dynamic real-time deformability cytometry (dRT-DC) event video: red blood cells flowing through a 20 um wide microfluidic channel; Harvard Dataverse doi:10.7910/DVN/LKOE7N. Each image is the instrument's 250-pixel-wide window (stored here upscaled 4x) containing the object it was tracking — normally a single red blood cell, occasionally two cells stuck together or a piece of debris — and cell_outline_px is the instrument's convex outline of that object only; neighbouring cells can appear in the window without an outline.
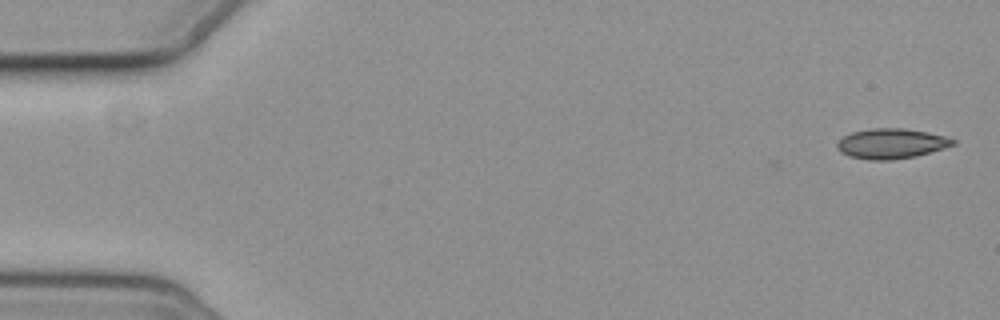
{"species": "common noctule bat (a hibernating species)", "species_latin": "Nyctalus noctula", "temperature_condition": "cold", "stored_images_in_passage": 2, "camera_frame_rate_fps": 3000, "um_per_image_px": 0.085, "animal": {"sex": "female", "body_mass_g": 19.3, "forearm_length_mm": 54.1}, "frame": {"image": 1, "passage_image": 2, "time_ms": 1.333, "image_size_px": [1000, 320], "cell_outline_px": [[956, 144], [944, 148], [916, 156], [892, 160], [868, 160], [848, 156], [840, 152], [836, 148], [836, 144], [844, 136], [852, 132], [872, 128], [904, 128], [928, 132], [944, 136], [956, 140]], "centroid_in_image_um": [75.75, 12.21], "position_along_channel_um": 9.3, "area_um2": 20.4}}